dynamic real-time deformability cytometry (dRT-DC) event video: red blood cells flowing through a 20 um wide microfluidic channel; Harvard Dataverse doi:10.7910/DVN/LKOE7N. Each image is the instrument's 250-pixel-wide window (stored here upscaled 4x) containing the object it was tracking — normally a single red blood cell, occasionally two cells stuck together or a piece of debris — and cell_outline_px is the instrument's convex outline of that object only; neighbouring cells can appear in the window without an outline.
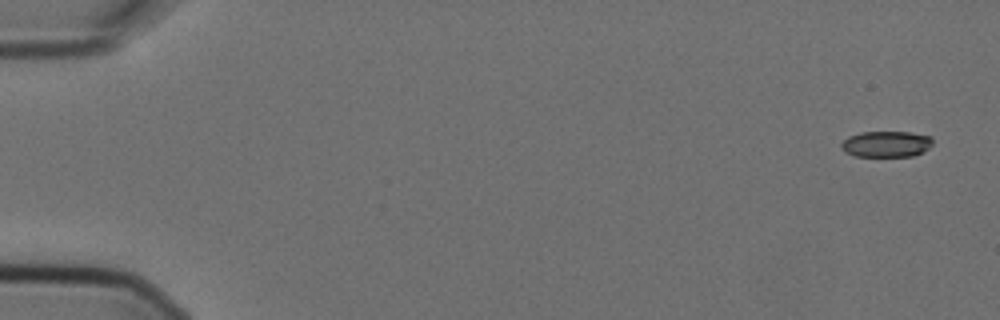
{"species": "Egyptian fruit bat (a non-hibernating species)", "species_latin": "Rousettus aegyptiacus", "temperature_condition": "cold", "stored_images_in_passage": 5, "camera_frame_rate_fps": 3000, "um_per_image_px": 0.085, "animal": {"sex": "female"}, "frame": {"image": 1, "passage_image": 1, "time_ms": 0.0, "image_size_px": [1000, 320], "cell_outline_px": [[932, 144], [924, 152], [912, 156], [856, 156], [844, 152], [840, 148], [840, 144], [848, 136], [860, 132], [912, 132], [932, 136]], "centroid_in_image_um": [75.33, 12.24], "position_along_channel_um": 9.7, "area_um2": 14.05}}
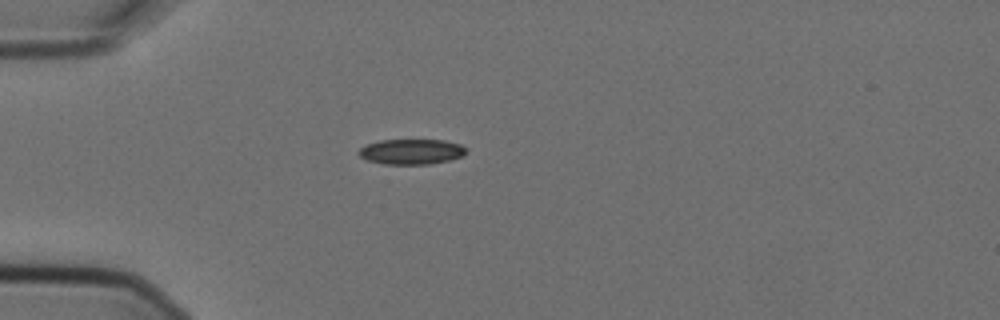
{"frame": {"image": 2, "passage_image": 5, "time_ms": 1.333, "image_size_px": [1000, 320], "cell_outline_px": [[468, 148], [464, 156], [432, 164], [384, 164], [368, 160], [360, 156], [356, 152], [360, 148], [368, 144], [380, 140], [444, 140], [460, 144]], "centroid_in_image_um": [35.0, 12.89], "position_along_channel_um": 50.0, "area_um2": 15.9}}